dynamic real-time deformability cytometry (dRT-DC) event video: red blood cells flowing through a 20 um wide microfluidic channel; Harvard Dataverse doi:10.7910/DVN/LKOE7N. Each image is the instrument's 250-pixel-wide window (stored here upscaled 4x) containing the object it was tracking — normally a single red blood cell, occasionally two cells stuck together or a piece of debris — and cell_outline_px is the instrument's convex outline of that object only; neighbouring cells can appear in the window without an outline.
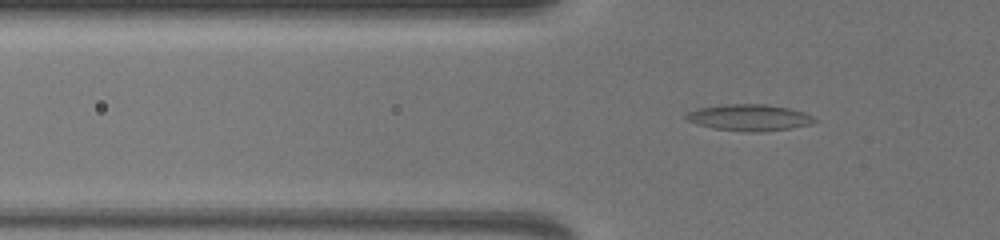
{"species": "common noctule bat (a hibernating species)", "species_latin": "Nyctalus noctula", "temperature_condition": "warm", "stored_images_in_passage": 47, "segment_of_instrument_passage": [1, 2], "camera_frame_rate_fps": 3000, "um_per_image_px": 0.085, "animal": {"sex": "female", "body_mass_g": 19.5, "forearm_length_mm": 54.1}, "frame": {"image": 1, "passage_image": 3, "time_ms": 0.667, "image_size_px": [1000, 240], "cell_outline_px": [[816, 120], [808, 124], [788, 128], [760, 132], [752, 132], [716, 128], [696, 124], [688, 120], [684, 116], [688, 112], [700, 108], [728, 104], [764, 104], [788, 108], [804, 112], [812, 116]], "centroid_in_image_um": [63.67, 9.98], "position_along_channel_um": 62.1, "area_um2": 19.25}}
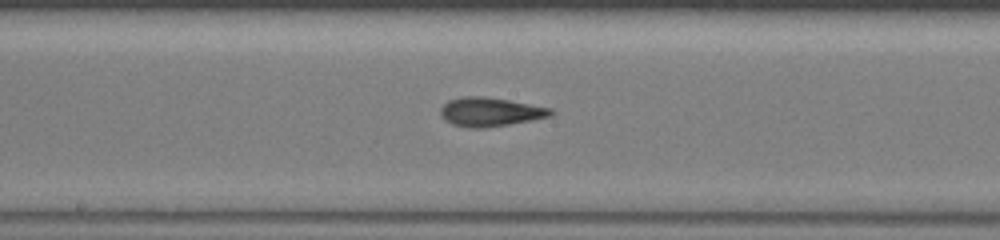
{"frame": {"image": 2, "passage_image": 17, "time_ms": 5.333, "image_size_px": [1000, 240], "cell_outline_px": [[552, 112], [548, 116], [508, 124], [484, 128], [468, 128], [452, 124], [440, 112], [440, 108], [448, 100], [464, 96], [484, 96], [508, 100], [552, 108]], "centroid_in_image_um": [41.62, 9.5], "position_along_channel_um": 206.6, "area_um2": 18.15}}
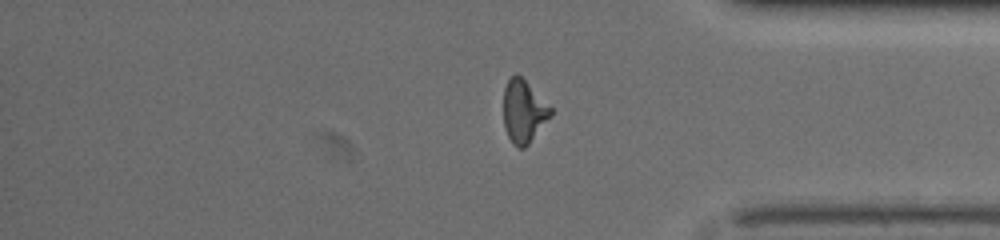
{"frame": {"image": 3, "passage_image": 35, "time_ms": 11.333, "image_size_px": [1000, 240], "cell_outline_px": [[552, 112], [528, 144], [524, 148], [516, 148], [512, 144], [504, 128], [504, 88], [508, 80], [516, 72], [552, 108]], "centroid_in_image_um": [44.47, 9.48], "position_along_channel_um": 390.7, "area_um2": 16.82}}